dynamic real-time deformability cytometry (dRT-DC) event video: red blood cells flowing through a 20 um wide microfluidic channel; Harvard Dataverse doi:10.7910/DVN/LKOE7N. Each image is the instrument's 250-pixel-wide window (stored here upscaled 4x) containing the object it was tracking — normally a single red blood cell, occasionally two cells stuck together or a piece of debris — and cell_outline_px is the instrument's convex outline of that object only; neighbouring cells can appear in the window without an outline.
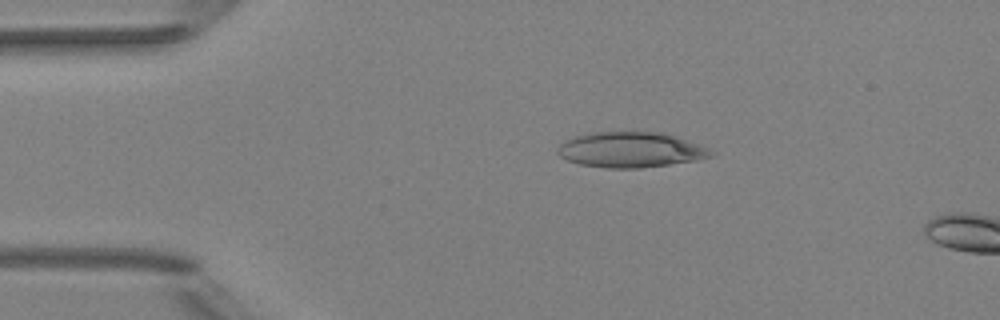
{"species": "Egyptian fruit bat (a non-hibernating species)", "species_latin": "Rousettus aegyptiacus", "temperature_condition": "room temperature", "stored_images_in_passage": 12, "camera_frame_rate_fps": 3000, "um_per_image_px": 0.085, "animal": {"sex": "female"}, "frame": {"image": 1, "passage_image": 9, "time_ms": 2.667, "image_size_px": [1000, 320], "cell_outline_px": [[716, 152], [712, 156], [696, 160], [640, 168], [608, 168], [580, 164], [568, 160], [560, 156], [556, 152], [556, 148], [564, 140], [576, 136], [592, 132], [660, 132], [708, 148]], "centroid_in_image_um": [53.55, 12.73], "position_along_channel_um": 31.4, "area_um2": 31.27}}